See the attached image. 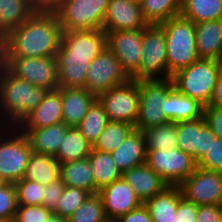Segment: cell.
<instances>
[{
  "mask_svg": "<svg viewBox=\"0 0 222 222\" xmlns=\"http://www.w3.org/2000/svg\"><path fill=\"white\" fill-rule=\"evenodd\" d=\"M62 33L58 17L51 8L37 9L0 40V58L56 56Z\"/></svg>",
  "mask_w": 222,
  "mask_h": 222,
  "instance_id": "6da1fadb",
  "label": "cell"
},
{
  "mask_svg": "<svg viewBox=\"0 0 222 222\" xmlns=\"http://www.w3.org/2000/svg\"><path fill=\"white\" fill-rule=\"evenodd\" d=\"M48 91L20 79L0 63V127H17Z\"/></svg>",
  "mask_w": 222,
  "mask_h": 222,
  "instance_id": "7a4b0ae2",
  "label": "cell"
},
{
  "mask_svg": "<svg viewBox=\"0 0 222 222\" xmlns=\"http://www.w3.org/2000/svg\"><path fill=\"white\" fill-rule=\"evenodd\" d=\"M158 25L165 33L168 73L171 76L200 59L195 24L191 20L178 15Z\"/></svg>",
  "mask_w": 222,
  "mask_h": 222,
  "instance_id": "3957f363",
  "label": "cell"
},
{
  "mask_svg": "<svg viewBox=\"0 0 222 222\" xmlns=\"http://www.w3.org/2000/svg\"><path fill=\"white\" fill-rule=\"evenodd\" d=\"M221 71L222 62L198 59L188 67L179 70L171 78L179 92L207 106Z\"/></svg>",
  "mask_w": 222,
  "mask_h": 222,
  "instance_id": "277c9868",
  "label": "cell"
},
{
  "mask_svg": "<svg viewBox=\"0 0 222 222\" xmlns=\"http://www.w3.org/2000/svg\"><path fill=\"white\" fill-rule=\"evenodd\" d=\"M110 0H57L50 8L62 31L102 29Z\"/></svg>",
  "mask_w": 222,
  "mask_h": 222,
  "instance_id": "5b68a950",
  "label": "cell"
},
{
  "mask_svg": "<svg viewBox=\"0 0 222 222\" xmlns=\"http://www.w3.org/2000/svg\"><path fill=\"white\" fill-rule=\"evenodd\" d=\"M31 153L26 135L17 127H0V180L12 184L21 180Z\"/></svg>",
  "mask_w": 222,
  "mask_h": 222,
  "instance_id": "8992f818",
  "label": "cell"
},
{
  "mask_svg": "<svg viewBox=\"0 0 222 222\" xmlns=\"http://www.w3.org/2000/svg\"><path fill=\"white\" fill-rule=\"evenodd\" d=\"M174 88L172 78L139 81V114L135 130L144 131L148 128L169 123L164 111V101Z\"/></svg>",
  "mask_w": 222,
  "mask_h": 222,
  "instance_id": "52a82bcc",
  "label": "cell"
},
{
  "mask_svg": "<svg viewBox=\"0 0 222 222\" xmlns=\"http://www.w3.org/2000/svg\"><path fill=\"white\" fill-rule=\"evenodd\" d=\"M141 56L139 81L172 77L168 73L165 33L158 24H148L143 29Z\"/></svg>",
  "mask_w": 222,
  "mask_h": 222,
  "instance_id": "ba28073f",
  "label": "cell"
},
{
  "mask_svg": "<svg viewBox=\"0 0 222 222\" xmlns=\"http://www.w3.org/2000/svg\"><path fill=\"white\" fill-rule=\"evenodd\" d=\"M15 76L34 86L53 91L59 88L56 57L0 58Z\"/></svg>",
  "mask_w": 222,
  "mask_h": 222,
  "instance_id": "9c48e42d",
  "label": "cell"
},
{
  "mask_svg": "<svg viewBox=\"0 0 222 222\" xmlns=\"http://www.w3.org/2000/svg\"><path fill=\"white\" fill-rule=\"evenodd\" d=\"M97 99L103 105L109 121L136 123L139 114V81L130 79L98 95Z\"/></svg>",
  "mask_w": 222,
  "mask_h": 222,
  "instance_id": "30bf717a",
  "label": "cell"
},
{
  "mask_svg": "<svg viewBox=\"0 0 222 222\" xmlns=\"http://www.w3.org/2000/svg\"><path fill=\"white\" fill-rule=\"evenodd\" d=\"M146 163L169 186H179L197 167L193 157L179 148L148 150Z\"/></svg>",
  "mask_w": 222,
  "mask_h": 222,
  "instance_id": "8fae6325",
  "label": "cell"
},
{
  "mask_svg": "<svg viewBox=\"0 0 222 222\" xmlns=\"http://www.w3.org/2000/svg\"><path fill=\"white\" fill-rule=\"evenodd\" d=\"M129 80L120 61L108 48H105L88 65L85 89L98 96Z\"/></svg>",
  "mask_w": 222,
  "mask_h": 222,
  "instance_id": "7c38bea8",
  "label": "cell"
},
{
  "mask_svg": "<svg viewBox=\"0 0 222 222\" xmlns=\"http://www.w3.org/2000/svg\"><path fill=\"white\" fill-rule=\"evenodd\" d=\"M105 33L107 36V48L120 61L123 71L130 79L139 81L143 29Z\"/></svg>",
  "mask_w": 222,
  "mask_h": 222,
  "instance_id": "4fadbf2b",
  "label": "cell"
},
{
  "mask_svg": "<svg viewBox=\"0 0 222 222\" xmlns=\"http://www.w3.org/2000/svg\"><path fill=\"white\" fill-rule=\"evenodd\" d=\"M183 197L197 206L222 202V172L196 167L180 185Z\"/></svg>",
  "mask_w": 222,
  "mask_h": 222,
  "instance_id": "5bb4252c",
  "label": "cell"
},
{
  "mask_svg": "<svg viewBox=\"0 0 222 222\" xmlns=\"http://www.w3.org/2000/svg\"><path fill=\"white\" fill-rule=\"evenodd\" d=\"M176 137L178 148L191 155L197 164L209 151L212 140L217 138L204 116L196 120L177 122Z\"/></svg>",
  "mask_w": 222,
  "mask_h": 222,
  "instance_id": "9a60e30c",
  "label": "cell"
},
{
  "mask_svg": "<svg viewBox=\"0 0 222 222\" xmlns=\"http://www.w3.org/2000/svg\"><path fill=\"white\" fill-rule=\"evenodd\" d=\"M98 194L108 220H116L143 204L123 177L100 189Z\"/></svg>",
  "mask_w": 222,
  "mask_h": 222,
  "instance_id": "2e32d148",
  "label": "cell"
},
{
  "mask_svg": "<svg viewBox=\"0 0 222 222\" xmlns=\"http://www.w3.org/2000/svg\"><path fill=\"white\" fill-rule=\"evenodd\" d=\"M148 23L144 20L140 1L110 0L102 29L105 32L144 29Z\"/></svg>",
  "mask_w": 222,
  "mask_h": 222,
  "instance_id": "e0dca14e",
  "label": "cell"
},
{
  "mask_svg": "<svg viewBox=\"0 0 222 222\" xmlns=\"http://www.w3.org/2000/svg\"><path fill=\"white\" fill-rule=\"evenodd\" d=\"M107 48L103 29L63 31L56 55L98 56Z\"/></svg>",
  "mask_w": 222,
  "mask_h": 222,
  "instance_id": "ac0fdd59",
  "label": "cell"
},
{
  "mask_svg": "<svg viewBox=\"0 0 222 222\" xmlns=\"http://www.w3.org/2000/svg\"><path fill=\"white\" fill-rule=\"evenodd\" d=\"M63 123L61 88L48 91L41 103L17 126L18 129H38Z\"/></svg>",
  "mask_w": 222,
  "mask_h": 222,
  "instance_id": "d6986e66",
  "label": "cell"
},
{
  "mask_svg": "<svg viewBox=\"0 0 222 222\" xmlns=\"http://www.w3.org/2000/svg\"><path fill=\"white\" fill-rule=\"evenodd\" d=\"M122 177L132 187L143 204L169 186L146 162L125 171Z\"/></svg>",
  "mask_w": 222,
  "mask_h": 222,
  "instance_id": "ffe728a7",
  "label": "cell"
},
{
  "mask_svg": "<svg viewBox=\"0 0 222 222\" xmlns=\"http://www.w3.org/2000/svg\"><path fill=\"white\" fill-rule=\"evenodd\" d=\"M97 96L85 88H61L63 123L77 127Z\"/></svg>",
  "mask_w": 222,
  "mask_h": 222,
  "instance_id": "44dd1931",
  "label": "cell"
},
{
  "mask_svg": "<svg viewBox=\"0 0 222 222\" xmlns=\"http://www.w3.org/2000/svg\"><path fill=\"white\" fill-rule=\"evenodd\" d=\"M59 88H85L89 63L97 56L56 55Z\"/></svg>",
  "mask_w": 222,
  "mask_h": 222,
  "instance_id": "7402d4cb",
  "label": "cell"
},
{
  "mask_svg": "<svg viewBox=\"0 0 222 222\" xmlns=\"http://www.w3.org/2000/svg\"><path fill=\"white\" fill-rule=\"evenodd\" d=\"M195 35L199 58L222 62V19L195 23Z\"/></svg>",
  "mask_w": 222,
  "mask_h": 222,
  "instance_id": "603a6c76",
  "label": "cell"
},
{
  "mask_svg": "<svg viewBox=\"0 0 222 222\" xmlns=\"http://www.w3.org/2000/svg\"><path fill=\"white\" fill-rule=\"evenodd\" d=\"M111 155L122 174L131 168L145 163L147 150L143 132L134 130Z\"/></svg>",
  "mask_w": 222,
  "mask_h": 222,
  "instance_id": "cb8c5ba5",
  "label": "cell"
},
{
  "mask_svg": "<svg viewBox=\"0 0 222 222\" xmlns=\"http://www.w3.org/2000/svg\"><path fill=\"white\" fill-rule=\"evenodd\" d=\"M70 126L58 123L38 129H19L29 141L32 152L55 156Z\"/></svg>",
  "mask_w": 222,
  "mask_h": 222,
  "instance_id": "d4e9b609",
  "label": "cell"
},
{
  "mask_svg": "<svg viewBox=\"0 0 222 222\" xmlns=\"http://www.w3.org/2000/svg\"><path fill=\"white\" fill-rule=\"evenodd\" d=\"M169 122L191 121L203 117L204 105L187 97L175 87L169 92L162 109Z\"/></svg>",
  "mask_w": 222,
  "mask_h": 222,
  "instance_id": "484cf974",
  "label": "cell"
},
{
  "mask_svg": "<svg viewBox=\"0 0 222 222\" xmlns=\"http://www.w3.org/2000/svg\"><path fill=\"white\" fill-rule=\"evenodd\" d=\"M183 198L180 186H168L163 192L148 199V208L153 222H175L178 202Z\"/></svg>",
  "mask_w": 222,
  "mask_h": 222,
  "instance_id": "4316f807",
  "label": "cell"
},
{
  "mask_svg": "<svg viewBox=\"0 0 222 222\" xmlns=\"http://www.w3.org/2000/svg\"><path fill=\"white\" fill-rule=\"evenodd\" d=\"M60 178L66 186L98 193L88 157L60 164Z\"/></svg>",
  "mask_w": 222,
  "mask_h": 222,
  "instance_id": "83f0119b",
  "label": "cell"
},
{
  "mask_svg": "<svg viewBox=\"0 0 222 222\" xmlns=\"http://www.w3.org/2000/svg\"><path fill=\"white\" fill-rule=\"evenodd\" d=\"M38 8L30 0H0V40Z\"/></svg>",
  "mask_w": 222,
  "mask_h": 222,
  "instance_id": "f1b7e54d",
  "label": "cell"
},
{
  "mask_svg": "<svg viewBox=\"0 0 222 222\" xmlns=\"http://www.w3.org/2000/svg\"><path fill=\"white\" fill-rule=\"evenodd\" d=\"M60 178V163L53 155L32 152L23 179L46 186Z\"/></svg>",
  "mask_w": 222,
  "mask_h": 222,
  "instance_id": "f546056e",
  "label": "cell"
},
{
  "mask_svg": "<svg viewBox=\"0 0 222 222\" xmlns=\"http://www.w3.org/2000/svg\"><path fill=\"white\" fill-rule=\"evenodd\" d=\"M88 159L95 180V188L98 191L122 178V173L114 162L111 153L92 149Z\"/></svg>",
  "mask_w": 222,
  "mask_h": 222,
  "instance_id": "4dcf8cb0",
  "label": "cell"
},
{
  "mask_svg": "<svg viewBox=\"0 0 222 222\" xmlns=\"http://www.w3.org/2000/svg\"><path fill=\"white\" fill-rule=\"evenodd\" d=\"M93 149L77 127H70L57 154L54 156L60 164L87 158Z\"/></svg>",
  "mask_w": 222,
  "mask_h": 222,
  "instance_id": "1f68e13d",
  "label": "cell"
},
{
  "mask_svg": "<svg viewBox=\"0 0 222 222\" xmlns=\"http://www.w3.org/2000/svg\"><path fill=\"white\" fill-rule=\"evenodd\" d=\"M179 15L194 24L222 19V0H182Z\"/></svg>",
  "mask_w": 222,
  "mask_h": 222,
  "instance_id": "d6a6232c",
  "label": "cell"
},
{
  "mask_svg": "<svg viewBox=\"0 0 222 222\" xmlns=\"http://www.w3.org/2000/svg\"><path fill=\"white\" fill-rule=\"evenodd\" d=\"M140 5L148 24H161L180 14L182 0H140Z\"/></svg>",
  "mask_w": 222,
  "mask_h": 222,
  "instance_id": "836d02e7",
  "label": "cell"
},
{
  "mask_svg": "<svg viewBox=\"0 0 222 222\" xmlns=\"http://www.w3.org/2000/svg\"><path fill=\"white\" fill-rule=\"evenodd\" d=\"M135 130L130 123L109 121L93 145V149L112 153Z\"/></svg>",
  "mask_w": 222,
  "mask_h": 222,
  "instance_id": "e575fe53",
  "label": "cell"
},
{
  "mask_svg": "<svg viewBox=\"0 0 222 222\" xmlns=\"http://www.w3.org/2000/svg\"><path fill=\"white\" fill-rule=\"evenodd\" d=\"M108 122L109 119L103 105L96 99L77 128L84 138L94 145Z\"/></svg>",
  "mask_w": 222,
  "mask_h": 222,
  "instance_id": "d590c367",
  "label": "cell"
},
{
  "mask_svg": "<svg viewBox=\"0 0 222 222\" xmlns=\"http://www.w3.org/2000/svg\"><path fill=\"white\" fill-rule=\"evenodd\" d=\"M146 150L175 149L177 144V123L169 122L143 131Z\"/></svg>",
  "mask_w": 222,
  "mask_h": 222,
  "instance_id": "8d00e7d4",
  "label": "cell"
},
{
  "mask_svg": "<svg viewBox=\"0 0 222 222\" xmlns=\"http://www.w3.org/2000/svg\"><path fill=\"white\" fill-rule=\"evenodd\" d=\"M102 199L90 194L85 202L68 218L69 222H107Z\"/></svg>",
  "mask_w": 222,
  "mask_h": 222,
  "instance_id": "74e56055",
  "label": "cell"
},
{
  "mask_svg": "<svg viewBox=\"0 0 222 222\" xmlns=\"http://www.w3.org/2000/svg\"><path fill=\"white\" fill-rule=\"evenodd\" d=\"M90 193L80 188L65 186L56 208L54 216L68 219L89 197Z\"/></svg>",
  "mask_w": 222,
  "mask_h": 222,
  "instance_id": "f35d334b",
  "label": "cell"
},
{
  "mask_svg": "<svg viewBox=\"0 0 222 222\" xmlns=\"http://www.w3.org/2000/svg\"><path fill=\"white\" fill-rule=\"evenodd\" d=\"M18 205H42L44 186L35 181L21 179L15 183Z\"/></svg>",
  "mask_w": 222,
  "mask_h": 222,
  "instance_id": "ab89813d",
  "label": "cell"
},
{
  "mask_svg": "<svg viewBox=\"0 0 222 222\" xmlns=\"http://www.w3.org/2000/svg\"><path fill=\"white\" fill-rule=\"evenodd\" d=\"M17 207L15 184L2 183L0 185V222H13Z\"/></svg>",
  "mask_w": 222,
  "mask_h": 222,
  "instance_id": "60d3db41",
  "label": "cell"
},
{
  "mask_svg": "<svg viewBox=\"0 0 222 222\" xmlns=\"http://www.w3.org/2000/svg\"><path fill=\"white\" fill-rule=\"evenodd\" d=\"M53 215L43 205H18L13 222H48Z\"/></svg>",
  "mask_w": 222,
  "mask_h": 222,
  "instance_id": "b9f144b4",
  "label": "cell"
},
{
  "mask_svg": "<svg viewBox=\"0 0 222 222\" xmlns=\"http://www.w3.org/2000/svg\"><path fill=\"white\" fill-rule=\"evenodd\" d=\"M197 166L208 171L222 172V138L212 140L209 151Z\"/></svg>",
  "mask_w": 222,
  "mask_h": 222,
  "instance_id": "7bdbcfd3",
  "label": "cell"
},
{
  "mask_svg": "<svg viewBox=\"0 0 222 222\" xmlns=\"http://www.w3.org/2000/svg\"><path fill=\"white\" fill-rule=\"evenodd\" d=\"M65 186L66 185L62 182L61 178L44 186V198L42 201V205L47 209L53 211L62 196Z\"/></svg>",
  "mask_w": 222,
  "mask_h": 222,
  "instance_id": "ee69618b",
  "label": "cell"
},
{
  "mask_svg": "<svg viewBox=\"0 0 222 222\" xmlns=\"http://www.w3.org/2000/svg\"><path fill=\"white\" fill-rule=\"evenodd\" d=\"M203 116L215 135L222 138V109L214 106H204Z\"/></svg>",
  "mask_w": 222,
  "mask_h": 222,
  "instance_id": "f6af8a7d",
  "label": "cell"
},
{
  "mask_svg": "<svg viewBox=\"0 0 222 222\" xmlns=\"http://www.w3.org/2000/svg\"><path fill=\"white\" fill-rule=\"evenodd\" d=\"M198 206L184 197L178 202L175 222H196Z\"/></svg>",
  "mask_w": 222,
  "mask_h": 222,
  "instance_id": "bcb514c9",
  "label": "cell"
},
{
  "mask_svg": "<svg viewBox=\"0 0 222 222\" xmlns=\"http://www.w3.org/2000/svg\"><path fill=\"white\" fill-rule=\"evenodd\" d=\"M196 222H222L219 205H200Z\"/></svg>",
  "mask_w": 222,
  "mask_h": 222,
  "instance_id": "7dc6e473",
  "label": "cell"
},
{
  "mask_svg": "<svg viewBox=\"0 0 222 222\" xmlns=\"http://www.w3.org/2000/svg\"><path fill=\"white\" fill-rule=\"evenodd\" d=\"M116 220L118 222H153L149 210L144 204Z\"/></svg>",
  "mask_w": 222,
  "mask_h": 222,
  "instance_id": "c3c4849f",
  "label": "cell"
},
{
  "mask_svg": "<svg viewBox=\"0 0 222 222\" xmlns=\"http://www.w3.org/2000/svg\"><path fill=\"white\" fill-rule=\"evenodd\" d=\"M207 106H214L222 109V71L218 76L212 97Z\"/></svg>",
  "mask_w": 222,
  "mask_h": 222,
  "instance_id": "681fc988",
  "label": "cell"
},
{
  "mask_svg": "<svg viewBox=\"0 0 222 222\" xmlns=\"http://www.w3.org/2000/svg\"><path fill=\"white\" fill-rule=\"evenodd\" d=\"M57 0H35V6L38 9L50 8Z\"/></svg>",
  "mask_w": 222,
  "mask_h": 222,
  "instance_id": "f907efd6",
  "label": "cell"
},
{
  "mask_svg": "<svg viewBox=\"0 0 222 222\" xmlns=\"http://www.w3.org/2000/svg\"><path fill=\"white\" fill-rule=\"evenodd\" d=\"M48 222H69L68 219L52 216V218Z\"/></svg>",
  "mask_w": 222,
  "mask_h": 222,
  "instance_id": "816d5d0a",
  "label": "cell"
},
{
  "mask_svg": "<svg viewBox=\"0 0 222 222\" xmlns=\"http://www.w3.org/2000/svg\"><path fill=\"white\" fill-rule=\"evenodd\" d=\"M219 210H220L221 220H222V202L219 204Z\"/></svg>",
  "mask_w": 222,
  "mask_h": 222,
  "instance_id": "f5cc1de1",
  "label": "cell"
},
{
  "mask_svg": "<svg viewBox=\"0 0 222 222\" xmlns=\"http://www.w3.org/2000/svg\"><path fill=\"white\" fill-rule=\"evenodd\" d=\"M107 222H118L117 220H107Z\"/></svg>",
  "mask_w": 222,
  "mask_h": 222,
  "instance_id": "db71d44e",
  "label": "cell"
}]
</instances>
